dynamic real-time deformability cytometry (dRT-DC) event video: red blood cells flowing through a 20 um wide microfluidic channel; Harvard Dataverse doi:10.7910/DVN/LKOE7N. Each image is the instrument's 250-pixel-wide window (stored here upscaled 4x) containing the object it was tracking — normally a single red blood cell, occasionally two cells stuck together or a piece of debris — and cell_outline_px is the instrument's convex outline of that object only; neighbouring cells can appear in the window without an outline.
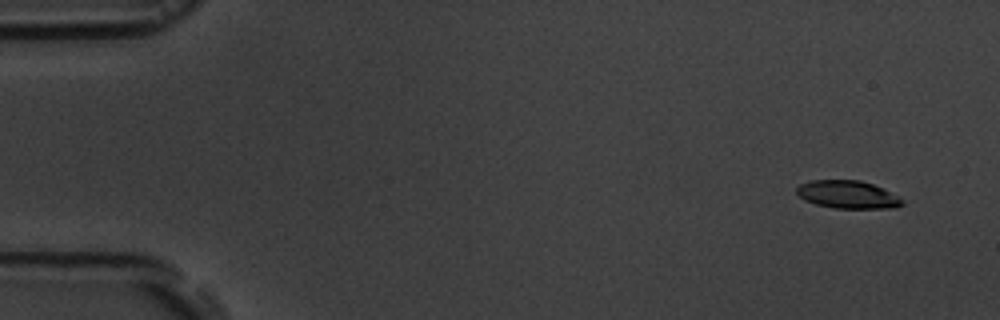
{"species": "common noctule bat (a hibernating species)", "species_latin": "Nyctalus noctula", "temperature_condition": "room temperature", "stored_images_in_passage": 4, "camera_frame_rate_fps": 3000, "um_per_image_px": 0.085, "animal": {"sex": "male", "body_mass_g": 19.5, "forearm_length_mm": 54.6}, "frame": {"image": 1, "passage_image": 1, "time_ms": 0.0, "image_size_px": [1000, 320], "cell_outline_px": [[904, 204], [896, 208], [832, 208], [816, 204], [804, 200], [796, 192], [796, 188], [800, 184], [812, 180], [860, 180], [884, 188], [904, 200]], "centroid_in_image_um": [72.07, 16.54], "position_along_channel_um": 12.9, "area_um2": 17.22}}
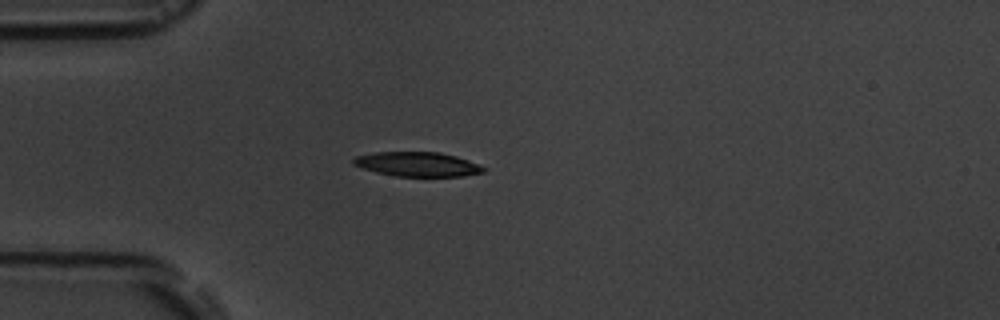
{"frame": {"image": 2, "passage_image": 4, "time_ms": 4.0, "image_size_px": [1000, 320], "cell_outline_px": [[488, 168], [484, 172], [464, 176], [396, 176], [376, 172], [352, 164], [352, 160], [356, 156], [376, 152], [440, 152], [456, 156], [468, 160]], "centroid_in_image_um": [35.51, 13.96], "position_along_channel_um": 49.5, "area_um2": 18.5}}